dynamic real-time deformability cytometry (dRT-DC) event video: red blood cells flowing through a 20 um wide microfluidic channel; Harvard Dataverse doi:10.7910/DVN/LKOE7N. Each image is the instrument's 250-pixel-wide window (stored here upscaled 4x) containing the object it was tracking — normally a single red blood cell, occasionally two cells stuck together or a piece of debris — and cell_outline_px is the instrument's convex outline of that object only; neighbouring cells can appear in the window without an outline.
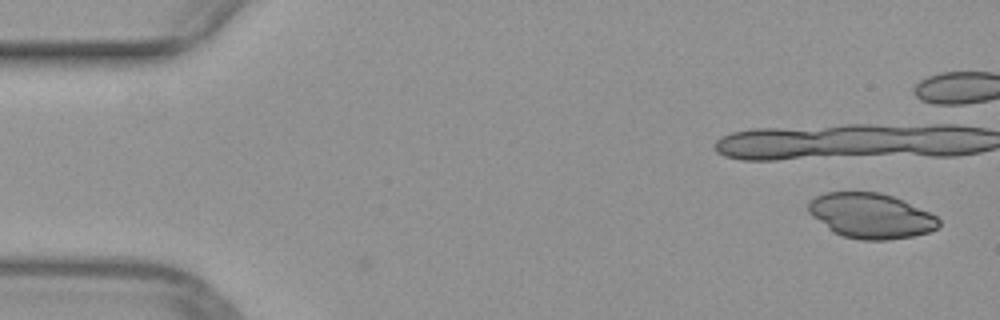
{"species": "common noctule bat (a hibernating species)", "species_latin": "Nyctalus noctula", "temperature_condition": "warm", "stored_images_in_passage": 2, "camera_frame_rate_fps": 3000, "um_per_image_px": 0.085, "animal": {"sex": "female", "body_mass_g": 29.2, "forearm_length_mm": 56.3}, "frame": {"image": 1, "passage_image": 2, "time_ms": 0.333, "image_size_px": [1000, 320], "cell_outline_px": [[940, 224], [936, 228], [928, 232], [912, 236], [888, 240], [860, 240], [844, 236], [832, 232], [812, 216], [808, 212], [808, 200], [824, 192], [880, 192], [892, 196], [928, 212], [936, 216], [940, 220]], "centroid_in_image_um": [73.97, 18.34], "position_along_channel_um": 11.0, "area_um2": 34.16}}